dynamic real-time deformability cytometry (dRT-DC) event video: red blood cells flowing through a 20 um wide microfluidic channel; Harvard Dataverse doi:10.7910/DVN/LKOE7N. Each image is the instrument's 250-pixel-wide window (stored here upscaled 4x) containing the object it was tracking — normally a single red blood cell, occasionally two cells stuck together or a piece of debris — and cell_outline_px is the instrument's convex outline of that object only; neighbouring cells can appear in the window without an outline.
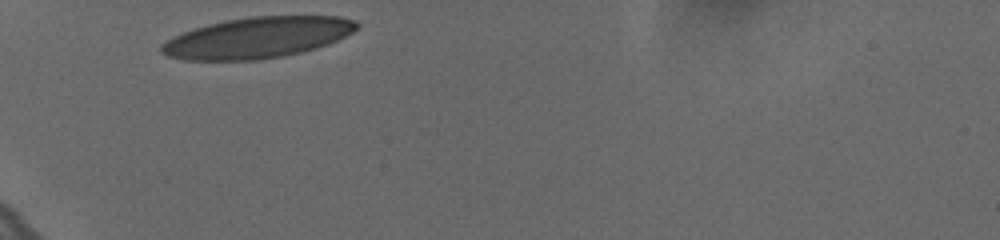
{"species": "human", "species_latin": "Homo sapiens", "temperature_condition": "cold", "stored_images_in_passage": 30, "camera_frame_rate_fps": 3000, "um_per_image_px": 0.085, "donor": {"sex": "female"}, "frame": {"image": 1, "passage_image": 1, "time_ms": 0.0, "image_size_px": [1000, 240], "cell_outline_px": [[360, 24], [352, 32], [328, 44], [316, 48], [300, 52], [280, 56], [256, 60], [184, 60], [168, 56], [160, 52], [160, 44], [172, 36], [192, 28], [224, 20], [252, 16], [340, 16], [356, 20]], "centroid_in_image_um": [21.84, 3.19], "position_along_channel_um": 63.2, "area_um2": 46.7}}
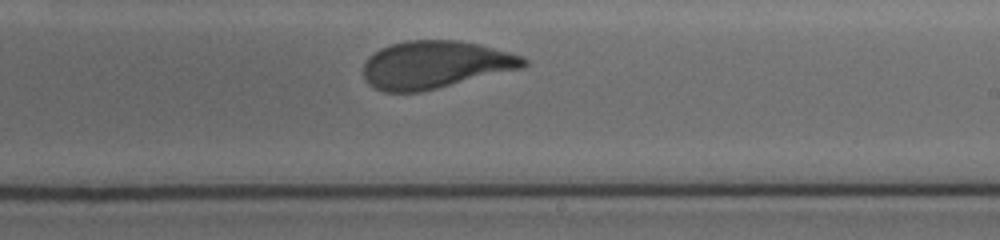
{"frame": {"image": 2, "passage_image": 18, "time_ms": 5.667, "image_size_px": [1000, 240], "cell_outline_px": [[528, 64], [524, 68], [420, 92], [384, 92], [368, 84], [364, 76], [364, 60], [368, 56], [380, 48], [392, 44], [408, 40], [460, 40], [480, 44], [508, 52], [520, 56], [528, 60]], "centroid_in_image_um": [36.99, 5.5], "position_along_channel_um": 252.0, "area_um2": 44.56}}
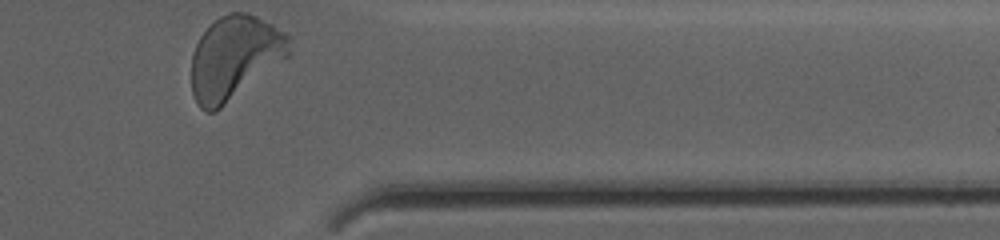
{"frame": {"image": 3, "passage_image": 30, "time_ms": 9.667, "image_size_px": [1000, 240], "cell_outline_px": [[288, 56], [216, 112], [204, 112], [196, 104], [192, 92], [192, 56], [196, 44], [200, 36], [220, 16], [228, 12], [248, 12], [272, 24], [288, 36]], "centroid_in_image_um": [19.9, 4.91], "position_along_channel_um": 391.5, "area_um2": 46.99}, "authors_computed_cell_mechanics": {"area_um2": 45.2285, "velocity_mm_per_s": 3.5997, "shape_relaxation_time_tau1_ms": 3.8537, "shape_relaxation_time_tau2_ms": null, "deformation_change_tau1": 0.1676, "deformation_change_tau2": null}}